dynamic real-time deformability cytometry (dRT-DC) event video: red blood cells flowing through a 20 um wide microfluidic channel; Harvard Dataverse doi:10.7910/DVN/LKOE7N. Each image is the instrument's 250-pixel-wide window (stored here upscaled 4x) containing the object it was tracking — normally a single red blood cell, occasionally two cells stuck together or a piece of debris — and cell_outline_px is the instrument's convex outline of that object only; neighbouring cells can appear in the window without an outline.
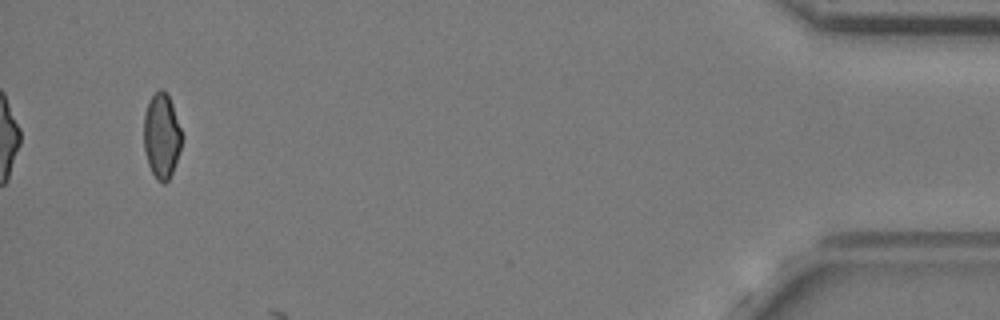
{"species": "common noctule bat (a hibernating species)", "species_latin": "Nyctalus noctula", "temperature_condition": "cold", "stored_images_in_passage": 40, "camera_frame_rate_fps": 3000, "um_per_image_px": 0.085, "animal": {"sex": "female", "body_mass_g": 24.6, "forearm_length_mm": 56.2}, "frame": {"image": 1, "passage_image": 38, "time_ms": 12.333, "image_size_px": [1000, 320], "cell_outline_px": [[184, 136], [172, 172], [168, 180], [164, 184], [156, 180], [148, 164], [144, 148], [144, 116], [148, 104], [152, 96], [160, 88], [168, 92]], "centroid_in_image_um": [13.75, 11.54], "position_along_channel_um": 421.4, "area_um2": 18.9}}